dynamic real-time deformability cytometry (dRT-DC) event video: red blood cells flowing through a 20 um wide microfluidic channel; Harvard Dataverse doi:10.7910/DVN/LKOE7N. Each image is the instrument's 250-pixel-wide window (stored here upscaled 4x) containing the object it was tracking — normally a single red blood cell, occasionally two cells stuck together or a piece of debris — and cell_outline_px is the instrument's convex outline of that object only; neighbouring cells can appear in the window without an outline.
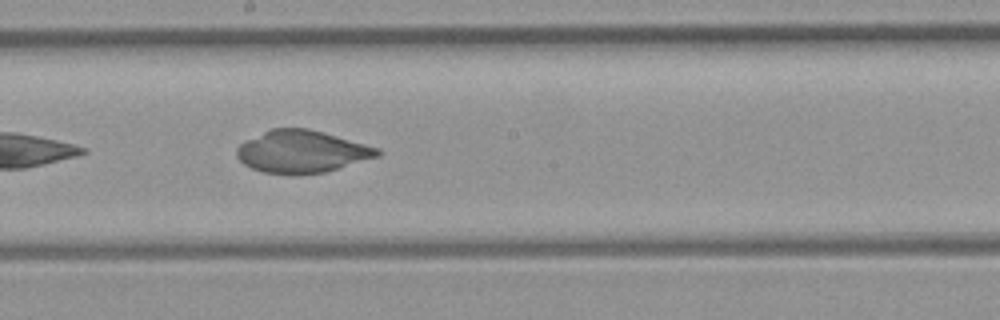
{"species": "common noctule bat (a hibernating species)", "species_latin": "Nyctalus noctula", "temperature_condition": "room temperature", "stored_images_in_passage": 10, "segment_of_instrument_passage": [1, 2], "camera_frame_rate_fps": 3000, "um_per_image_px": 0.085, "animal": {"sex": "female", "body_mass_g": 21.9}, "frame": {"image": 1, "passage_image": 9, "time_ms": 9.0, "image_size_px": [1000, 320], "cell_outline_px": [[384, 152], [380, 156], [324, 172], [296, 176], [264, 172], [252, 168], [244, 164], [236, 156], [236, 148], [244, 140], [272, 128], [308, 128], [324, 132], [380, 148]], "centroid_in_image_um": [25.66, 12.89], "position_along_channel_um": 222.5, "area_um2": 35.08}}